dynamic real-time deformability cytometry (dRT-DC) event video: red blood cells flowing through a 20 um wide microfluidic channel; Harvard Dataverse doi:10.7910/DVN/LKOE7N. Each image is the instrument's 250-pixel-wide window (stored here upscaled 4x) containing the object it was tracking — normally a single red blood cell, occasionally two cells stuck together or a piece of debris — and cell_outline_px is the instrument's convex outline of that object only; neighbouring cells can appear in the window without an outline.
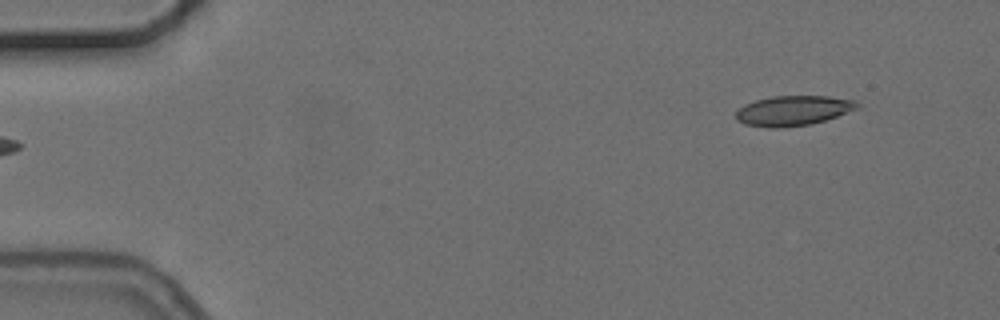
{"species": "common noctule bat (a hibernating species)", "species_latin": "Nyctalus noctula", "temperature_condition": "cold", "stored_images_in_passage": 6, "segment_of_instrument_passage": [2, 2], "camera_frame_rate_fps": 3000, "um_per_image_px": 0.085, "animal": {"sex": "female", "body_mass_g": 24.6, "forearm_length_mm": 56.2}, "frame": {"image": 1, "passage_image": 6, "time_ms": 6.333, "image_size_px": [1000, 320], "cell_outline_px": [[860, 108], [812, 124], [780, 128], [768, 128], [744, 124], [736, 120], [736, 112], [744, 104], [756, 100], [772, 96], [828, 96], [856, 100], [860, 104]], "centroid_in_image_um": [67.43, 9.4], "position_along_channel_um": 17.6, "area_um2": 21.33}}